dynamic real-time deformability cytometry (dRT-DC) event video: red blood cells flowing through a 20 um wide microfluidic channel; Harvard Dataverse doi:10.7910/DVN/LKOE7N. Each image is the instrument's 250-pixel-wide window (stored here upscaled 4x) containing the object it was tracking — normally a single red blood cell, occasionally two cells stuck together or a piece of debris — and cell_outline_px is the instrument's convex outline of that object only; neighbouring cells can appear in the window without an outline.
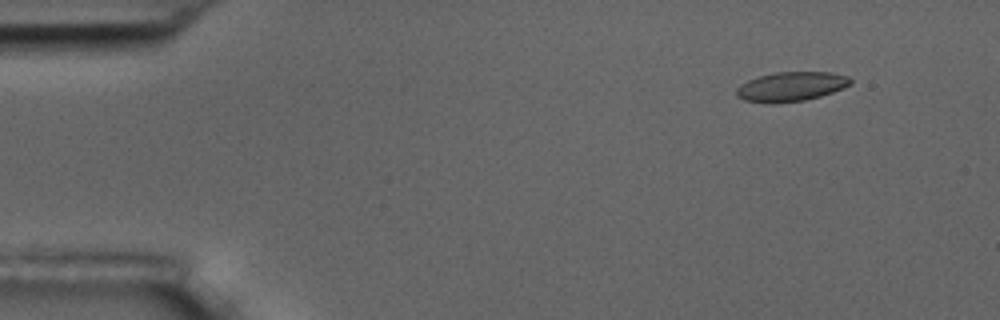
{"species": "common noctule bat (a hibernating species)", "species_latin": "Nyctalus noctula", "temperature_condition": "room temperature", "stored_images_in_passage": 4, "camera_frame_rate_fps": 3000, "um_per_image_px": 0.085, "animal": {"sex": "male", "body_mass_g": 17.5, "forearm_length_mm": 52.3}, "frame": {"image": 1, "passage_image": 1, "time_ms": 0.0, "image_size_px": [1000, 320], "cell_outline_px": [[852, 84], [844, 88], [820, 96], [804, 100], [772, 104], [744, 100], [736, 96], [736, 88], [740, 84], [748, 80], [760, 76], [776, 72], [832, 72], [848, 76], [852, 80]], "centroid_in_image_um": [67.24, 7.36], "position_along_channel_um": 17.8, "area_um2": 19.65}}
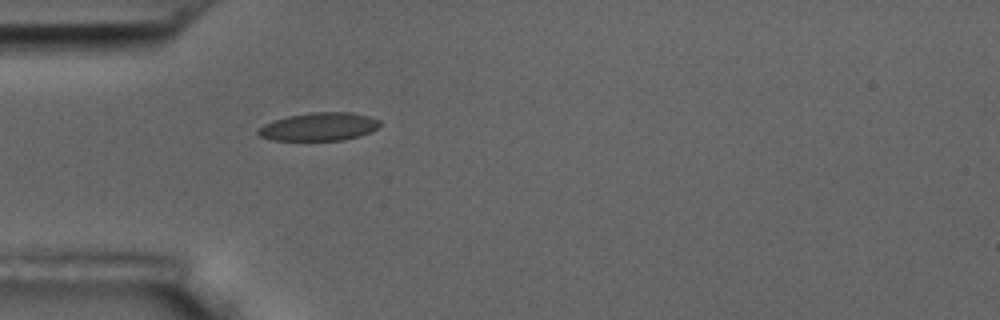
{"frame": {"image": 2, "passage_image": 4, "time_ms": 3.667, "image_size_px": [1000, 320], "cell_outline_px": [[380, 124], [376, 128], [360, 136], [344, 140], [272, 140], [260, 136], [256, 132], [256, 128], [272, 120], [288, 116], [308, 112], [352, 112], [368, 116], [380, 120]], "centroid_in_image_um": [27.07, 10.76], "position_along_channel_um": 57.9, "area_um2": 20.06}}